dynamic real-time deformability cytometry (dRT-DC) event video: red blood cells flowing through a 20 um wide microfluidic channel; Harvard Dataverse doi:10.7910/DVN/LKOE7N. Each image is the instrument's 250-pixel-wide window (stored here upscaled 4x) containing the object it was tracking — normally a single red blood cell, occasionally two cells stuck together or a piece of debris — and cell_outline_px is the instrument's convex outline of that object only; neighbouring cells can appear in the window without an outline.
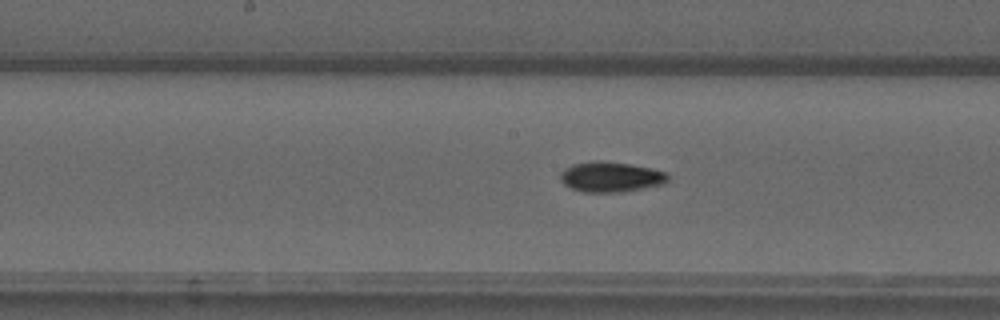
{"species": "common noctule bat (a hibernating species)", "species_latin": "Nyctalus noctula", "temperature_condition": "warm", "stored_images_in_passage": 49, "camera_frame_rate_fps": 3000, "um_per_image_px": 0.085, "animal": {"sex": "male", "forearm_length_mm": 52.5}, "frame": {"image": 1, "passage_image": 26, "time_ms": 8.333, "image_size_px": [1000, 320], "cell_outline_px": [[668, 180], [664, 184], [620, 192], [584, 192], [572, 188], [564, 184], [560, 180], [560, 172], [564, 168], [572, 164], [592, 160], [600, 160], [628, 164], [648, 168], [664, 172], [668, 176]], "centroid_in_image_um": [51.85, 15.03], "position_along_channel_um": 196.3, "area_um2": 18.84}}
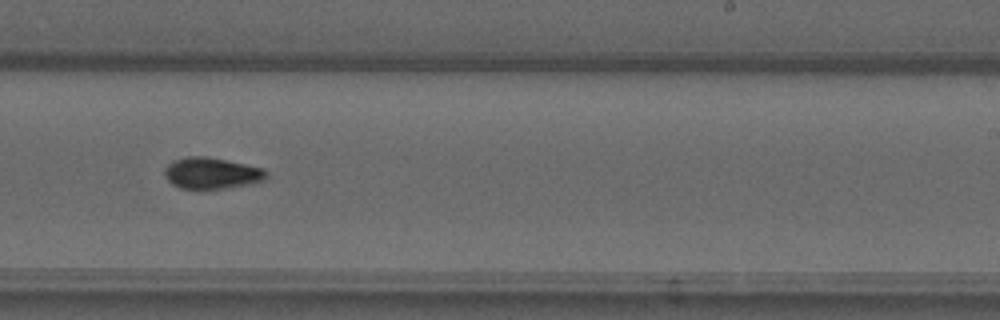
{"frame": {"image": 2, "passage_image": 32, "time_ms": 10.333, "image_size_px": [1000, 320], "cell_outline_px": [[268, 176], [264, 180], [252, 184], [204, 192], [200, 192], [180, 188], [172, 184], [164, 176], [164, 168], [172, 160], [188, 156], [204, 156], [264, 168], [268, 172]], "centroid_in_image_um": [17.96, 14.77], "position_along_channel_um": 271.0, "area_um2": 19.36}}
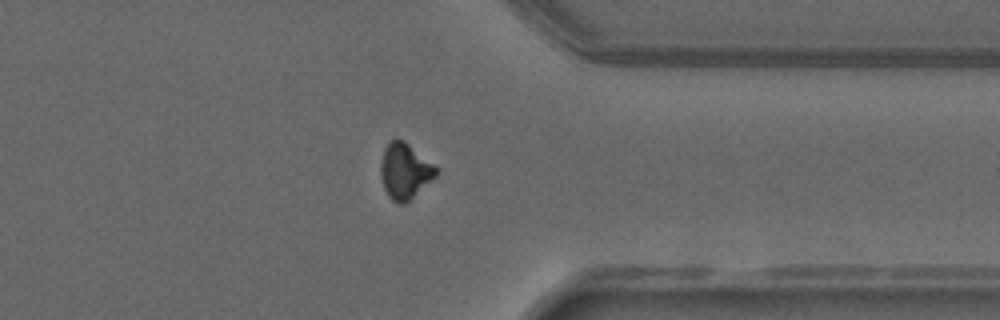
{"frame": {"image": 3, "passage_image": 41, "time_ms": 13.333, "image_size_px": [1000, 320], "cell_outline_px": [[440, 168], [436, 176], [432, 180], [404, 204], [400, 204], [392, 200], [388, 196], [384, 188], [380, 172], [380, 164], [384, 148], [388, 140], [404, 140]], "centroid_in_image_um": [34.42, 14.52], "position_along_channel_um": 377.0, "area_um2": 18.09}, "authors_computed_cell_mechanics": {"area_um2": 18.0336, "velocity_mm_per_s": 3.7627, "shape_relaxation_time_tau1_ms": null, "shape_relaxation_time_tau2_ms": 2.6305, "deformation_change_tau1": null, "deformation_change_tau2": 0.0697}}